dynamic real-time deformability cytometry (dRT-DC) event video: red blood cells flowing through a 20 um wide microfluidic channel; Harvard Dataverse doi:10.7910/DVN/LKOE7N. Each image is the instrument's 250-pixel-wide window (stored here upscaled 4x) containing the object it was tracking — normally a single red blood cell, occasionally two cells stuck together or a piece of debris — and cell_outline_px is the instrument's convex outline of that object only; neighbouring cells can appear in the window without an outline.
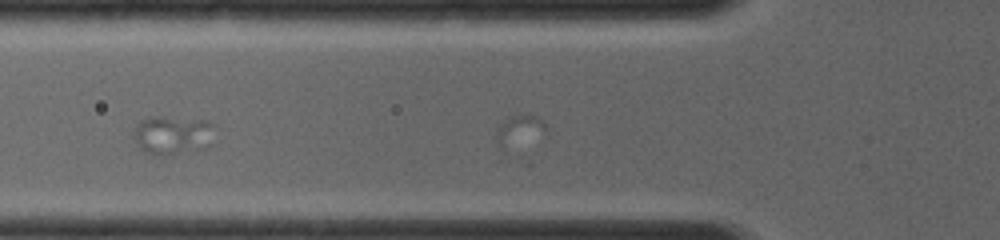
{"species": "common noctule bat (a hibernating species)", "species_latin": "Nyctalus noctula", "temperature_condition": "room temperature", "stored_images_in_passage": 12, "segment_of_instrument_passage": [2, 2], "camera_frame_rate_fps": 4000, "um_per_image_px": 0.085, "animal": {"sex": "female", "body_mass_g": 19.0, "forearm_length_mm": 56.7}, "frame": {"image": 1, "passage_image": 7, "time_ms": 3.5, "image_size_px": [1000, 240], "cell_outline_px": [[216, 144], [208, 148], [164, 156], [152, 156], [144, 152], [140, 148], [132, 136], [132, 132], [136, 124], [140, 120], [148, 116], [164, 116], [208, 120], [216, 124]], "centroid_in_image_um": [14.75, 11.48], "position_along_channel_um": 111.0, "area_um2": 19.71}}